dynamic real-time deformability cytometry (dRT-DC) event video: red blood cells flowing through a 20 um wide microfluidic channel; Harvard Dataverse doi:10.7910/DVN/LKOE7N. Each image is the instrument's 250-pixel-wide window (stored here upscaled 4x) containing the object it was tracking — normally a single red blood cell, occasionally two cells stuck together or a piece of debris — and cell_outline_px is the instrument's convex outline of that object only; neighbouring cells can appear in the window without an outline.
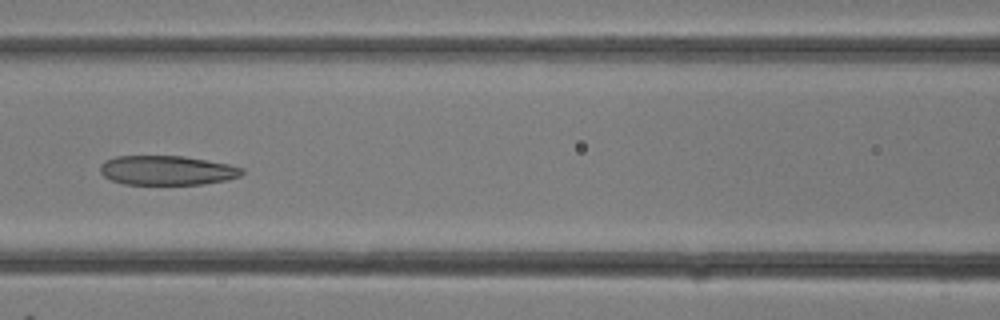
{"species": "common noctule bat (a hibernating species)", "species_latin": "Nyctalus noctula", "temperature_condition": "room temperature", "stored_images_in_passage": 18, "camera_frame_rate_fps": 3000, "um_per_image_px": 0.085, "animal": {"sex": "female"}, "frame": {"image": 1, "passage_image": 13, "time_ms": 4.0, "image_size_px": [1000, 320], "cell_outline_px": [[244, 172], [240, 176], [228, 180], [204, 184], [124, 184], [112, 180], [104, 176], [100, 172], [100, 164], [104, 160], [116, 156], [184, 156], [228, 164], [244, 168]], "centroid_in_image_um": [14.2, 14.48], "position_along_channel_um": 152.4, "area_um2": 24.39}}
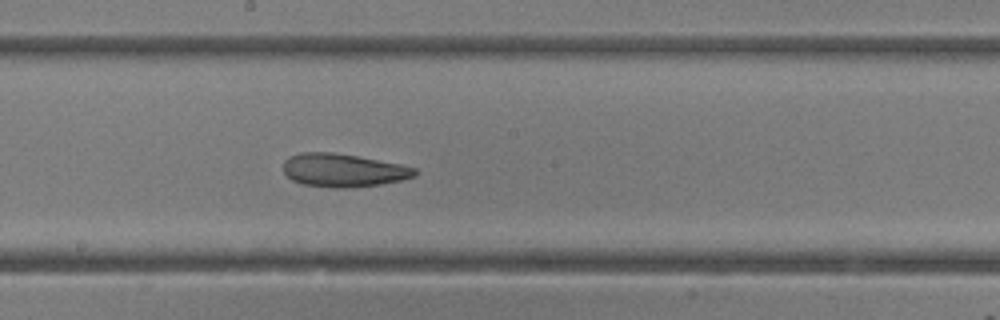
{"frame": {"image": 2, "passage_image": 16, "time_ms": 5.0, "image_size_px": [1000, 320], "cell_outline_px": [[416, 176], [400, 180], [380, 184], [344, 188], [332, 188], [304, 184], [292, 180], [284, 172], [284, 160], [288, 156], [300, 152], [332, 152], [356, 156], [400, 164], [416, 168]], "centroid_in_image_um": [29.14, 14.47], "position_along_channel_um": 219.1, "area_um2": 25.32}}
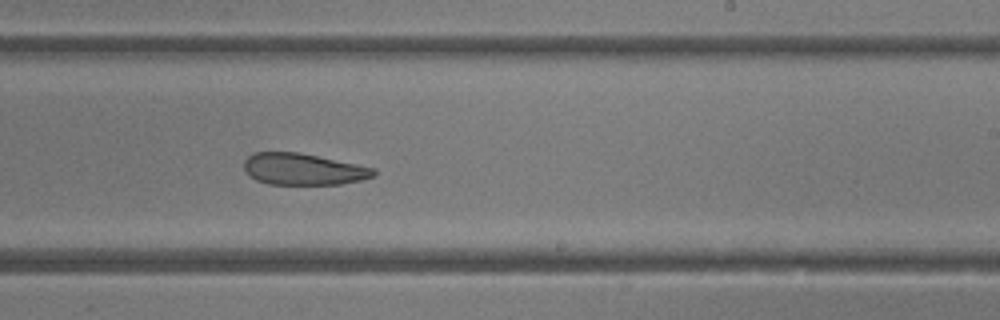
{"frame": {"image": 3, "passage_image": 18, "time_ms": 5.667, "image_size_px": [1000, 320], "cell_outline_px": [[376, 176], [360, 180], [340, 184], [268, 184], [256, 180], [244, 168], [244, 160], [248, 156], [256, 152], [300, 152], [376, 168]], "centroid_in_image_um": [25.81, 14.37], "position_along_channel_um": 263.2, "area_um2": 23.81}}